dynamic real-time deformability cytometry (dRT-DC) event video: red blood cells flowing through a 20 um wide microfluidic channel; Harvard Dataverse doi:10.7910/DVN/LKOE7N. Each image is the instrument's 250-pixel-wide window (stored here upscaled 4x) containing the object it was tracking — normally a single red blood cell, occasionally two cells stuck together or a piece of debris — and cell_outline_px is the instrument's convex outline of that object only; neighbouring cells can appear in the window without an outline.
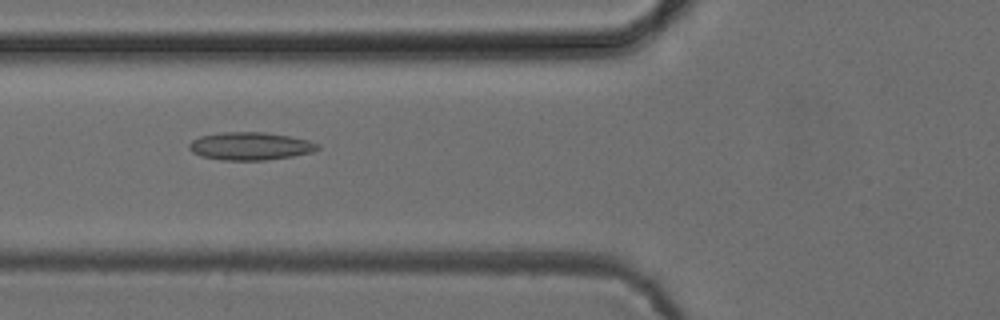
{"species": "common noctule bat (a hibernating species)", "species_latin": "Nyctalus noctula", "temperature_condition": "cold", "stored_images_in_passage": 18, "camera_frame_rate_fps": 3000, "um_per_image_px": 0.085, "animal": {"sex": "female", "body_mass_g": 24.6, "forearm_length_mm": 56.2}, "frame": {"image": 1, "passage_image": 3, "time_ms": 0.667, "image_size_px": [1000, 320], "cell_outline_px": [[320, 148], [312, 152], [292, 156], [264, 160], [220, 160], [200, 156], [192, 152], [188, 148], [188, 144], [192, 140], [200, 136], [224, 132], [264, 132], [288, 136], [308, 140], [320, 144]], "centroid_in_image_um": [21.25, 12.42], "position_along_channel_um": 104.5, "area_um2": 20.87}}
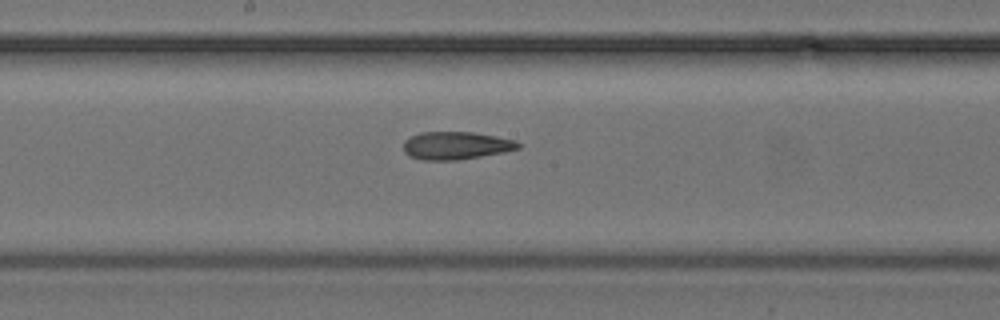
{"frame": {"image": 2, "passage_image": 11, "time_ms": 3.333, "image_size_px": [1000, 320], "cell_outline_px": [[520, 148], [504, 152], [456, 160], [420, 160], [408, 156], [404, 152], [404, 140], [420, 132], [472, 132], [496, 136], [516, 140], [520, 144]], "centroid_in_image_um": [38.74, 12.37], "position_along_channel_um": 209.5, "area_um2": 18.61}}
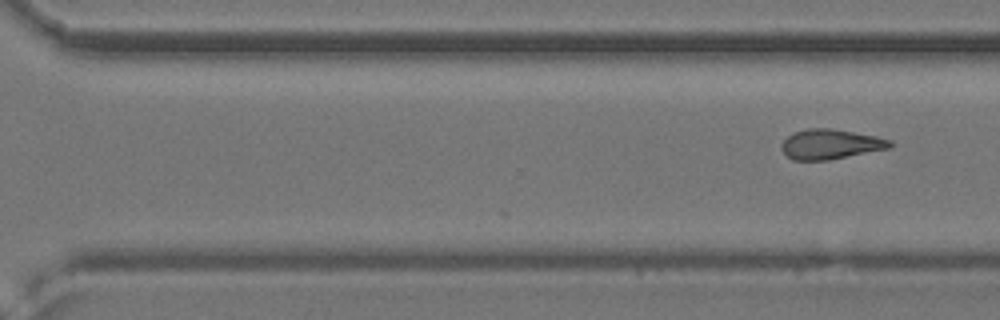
{"frame": {"image": 3, "passage_image": 18, "time_ms": 5.667, "image_size_px": [1000, 320], "cell_outline_px": [[892, 148], [828, 160], [792, 160], [780, 148], [780, 144], [788, 136], [796, 132], [808, 128], [828, 128], [876, 136], [892, 140]], "centroid_in_image_um": [70.61, 12.26], "position_along_channel_um": 300.0, "area_um2": 18.84}}